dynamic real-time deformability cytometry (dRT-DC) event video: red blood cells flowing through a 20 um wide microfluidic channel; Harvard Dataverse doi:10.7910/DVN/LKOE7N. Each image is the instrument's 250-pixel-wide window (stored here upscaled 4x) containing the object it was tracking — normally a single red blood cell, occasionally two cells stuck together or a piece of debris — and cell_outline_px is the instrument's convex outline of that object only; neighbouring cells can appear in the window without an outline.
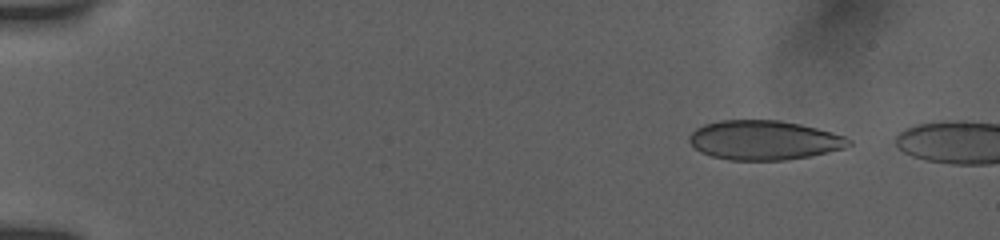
{"species": "human", "species_latin": "Homo sapiens", "temperature_condition": "room temperature", "stored_images_in_passage": 21, "camera_frame_rate_fps": 3000, "um_per_image_px": 0.085, "donor": {"sex": "female"}, "frame": {"image": 1, "passage_image": 7, "time_ms": 1.333, "image_size_px": [1000, 240], "cell_outline_px": [[852, 144], [844, 148], [808, 156], [784, 160], [728, 160], [712, 156], [700, 152], [688, 140], [688, 136], [696, 128], [704, 124], [720, 120], [780, 120], [800, 124], [832, 132], [844, 136], [852, 140]], "centroid_in_image_um": [64.93, 11.91], "position_along_channel_um": 20.1, "area_um2": 36.53}}